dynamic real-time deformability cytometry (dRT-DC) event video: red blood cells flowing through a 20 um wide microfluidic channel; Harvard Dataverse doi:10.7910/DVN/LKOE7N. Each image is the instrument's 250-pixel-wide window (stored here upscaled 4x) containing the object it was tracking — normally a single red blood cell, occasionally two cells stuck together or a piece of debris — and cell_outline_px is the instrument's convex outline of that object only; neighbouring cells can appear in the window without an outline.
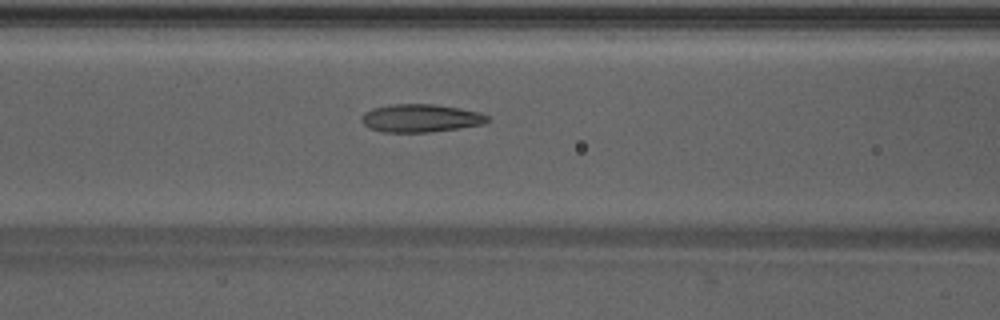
{"species": "Egyptian fruit bat (a non-hibernating species)", "species_latin": "Rousettus aegyptiacus", "temperature_condition": "warm", "stored_images_in_passage": 33, "camera_frame_rate_fps": 3000, "um_per_image_px": 0.085, "animal": {"sex": "male"}, "frame": {"image": 1, "passage_image": 18, "time_ms": 5.667, "image_size_px": [1000, 320], "cell_outline_px": [[492, 120], [484, 124], [460, 128], [428, 132], [384, 132], [368, 128], [360, 120], [360, 116], [364, 112], [372, 108], [388, 104], [432, 104], [460, 108], [480, 112], [488, 116]], "centroid_in_image_um": [35.75, 10.04], "position_along_channel_um": 130.9, "area_um2": 20.81}}
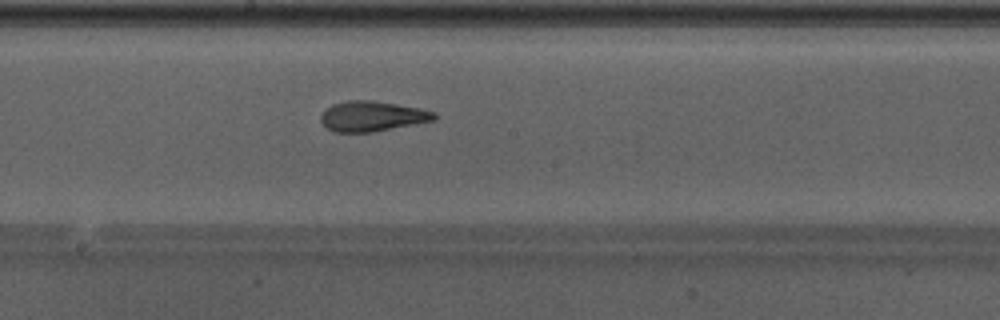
{"frame": {"image": 2, "passage_image": 24, "time_ms": 7.667, "image_size_px": [1000, 320], "cell_outline_px": [[436, 120], [372, 132], [336, 132], [328, 128], [320, 120], [320, 116], [332, 104], [348, 100], [368, 100], [396, 104], [420, 108], [436, 112]], "centroid_in_image_um": [31.66, 9.88], "position_along_channel_um": 216.5, "area_um2": 19.77}}
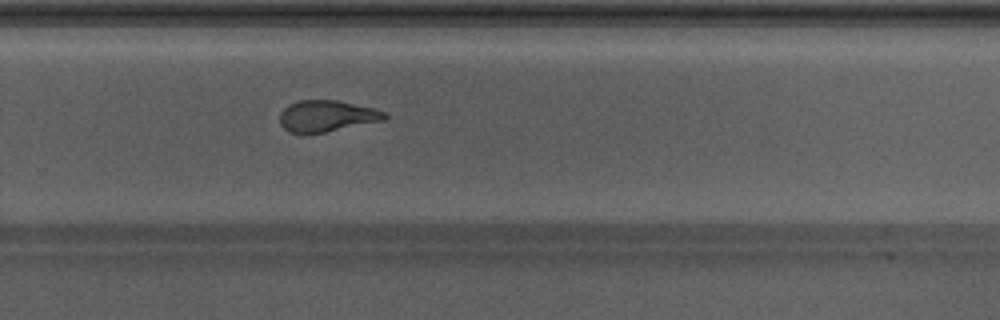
{"frame": {"image": 3, "passage_image": 30, "time_ms": 9.667, "image_size_px": [1000, 320], "cell_outline_px": [[388, 116], [384, 120], [324, 132], [288, 132], [280, 124], [280, 112], [288, 104], [300, 100], [336, 100], [372, 108], [388, 112]], "centroid_in_image_um": [27.77, 9.84], "position_along_channel_um": 302.0, "area_um2": 18.9}}